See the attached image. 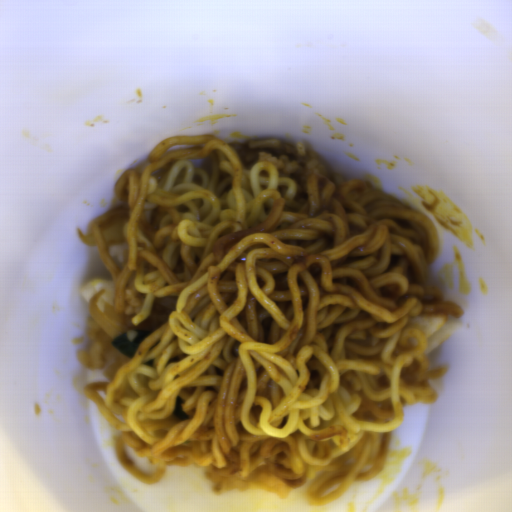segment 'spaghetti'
I'll return each mask as SVG.
<instances>
[{
	"label": "spaghetti",
	"instance_id": "obj_1",
	"mask_svg": "<svg viewBox=\"0 0 512 512\" xmlns=\"http://www.w3.org/2000/svg\"><path fill=\"white\" fill-rule=\"evenodd\" d=\"M128 173L125 267L89 223L117 314L152 326L109 384L83 388L118 463L146 484L188 464L265 466L293 490L325 473L318 507L382 471L405 407L436 401L448 371L409 320L465 315L433 285L436 222L359 179L310 174L298 202L274 163L245 168L208 134L162 139Z\"/></svg>",
	"mask_w": 512,
	"mask_h": 512
}]
</instances>
